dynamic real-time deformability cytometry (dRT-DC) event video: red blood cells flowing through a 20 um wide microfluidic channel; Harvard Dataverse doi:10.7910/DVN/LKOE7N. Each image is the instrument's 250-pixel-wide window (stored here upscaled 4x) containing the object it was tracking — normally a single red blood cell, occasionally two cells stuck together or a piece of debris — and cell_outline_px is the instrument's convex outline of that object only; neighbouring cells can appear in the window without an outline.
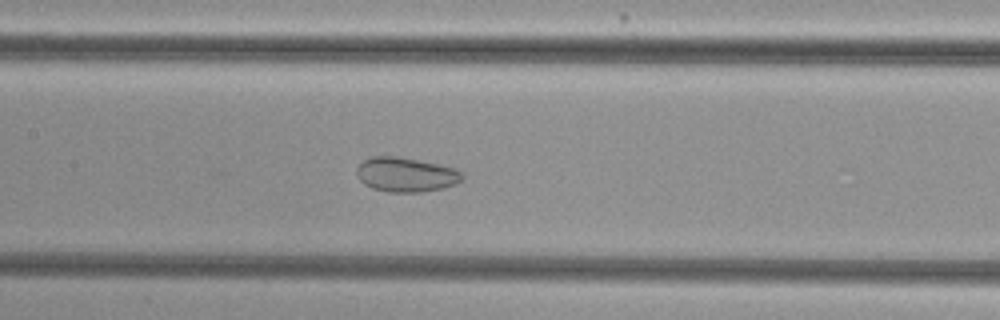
{"species": "common noctule bat (a hibernating species)", "species_latin": "Nyctalus noctula", "temperature_condition": "cold", "stored_images_in_passage": 54, "camera_frame_rate_fps": 3000, "um_per_image_px": 0.085, "animal": {"sex": "female", "body_mass_g": 29.2, "forearm_length_mm": 56.3}, "frame": {"image": 1, "passage_image": 26, "time_ms": 8.333, "image_size_px": [1000, 320], "cell_outline_px": [[464, 176], [460, 180], [444, 188], [420, 192], [388, 192], [372, 188], [364, 184], [360, 180], [356, 172], [356, 168], [364, 160], [372, 156], [400, 156], [456, 168]], "centroid_in_image_um": [34.47, 14.83], "position_along_channel_um": 172.9, "area_um2": 21.15}}
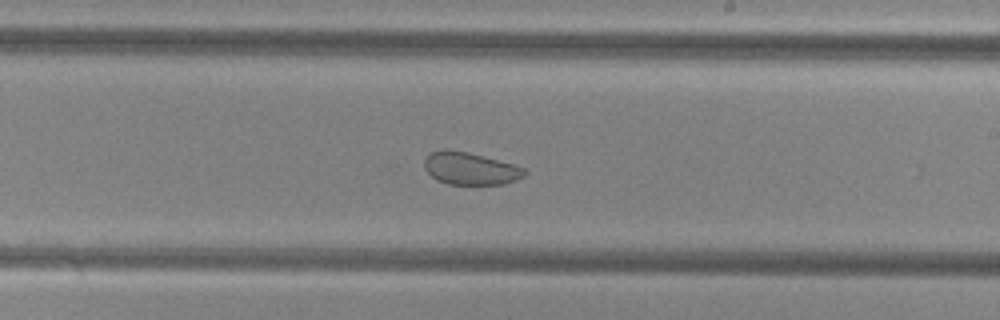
{"frame": {"image": 2, "passage_image": 32, "time_ms": 10.333, "image_size_px": [1000, 320], "cell_outline_px": [[528, 172], [524, 176], [516, 180], [504, 184], [448, 184], [436, 180], [424, 168], [424, 160], [432, 152], [444, 148], [448, 148], [468, 152], [512, 164], [524, 168]], "centroid_in_image_um": [39.96, 14.32], "position_along_channel_um": 249.0, "area_um2": 18.9}}
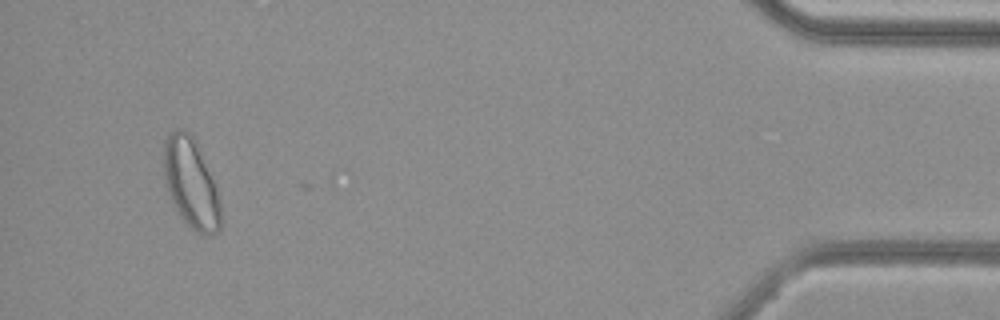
{"frame": {"image": 3, "passage_image": 51, "time_ms": 16.667, "image_size_px": [1000, 320], "cell_outline_px": [[220, 232], [212, 236], [208, 236], [196, 232], [180, 216], [168, 192], [164, 180], [164, 140], [176, 128], [180, 128], [188, 132], [196, 140], [216, 188], [220, 200]], "centroid_in_image_um": [16.24, 15.59], "position_along_channel_um": 419.0, "area_um2": 29.59}, "authors_computed_cell_mechanics": {"area_um2": 26.588, "velocity_mm_per_s": 3.8215, "shape_relaxation_time_tau1_ms": null, "shape_relaxation_time_tau2_ms": 1.1202, "deformation_change_tau1": null, "deformation_change_tau2": 0.0506}}